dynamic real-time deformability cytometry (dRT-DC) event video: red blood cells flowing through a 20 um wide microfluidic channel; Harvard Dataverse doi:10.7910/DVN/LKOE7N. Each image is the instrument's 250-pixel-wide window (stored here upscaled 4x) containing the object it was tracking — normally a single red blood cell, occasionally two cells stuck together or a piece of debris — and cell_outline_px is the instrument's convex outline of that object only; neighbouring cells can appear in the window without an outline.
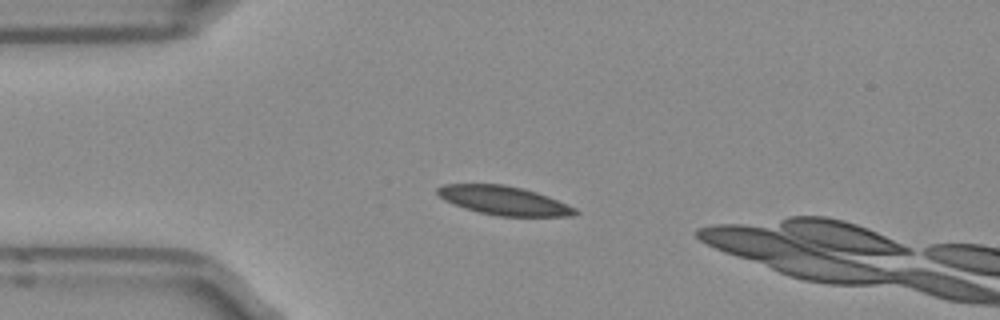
{"species": "Egyptian fruit bat (a non-hibernating species)", "species_latin": "Rousettus aegyptiacus", "temperature_condition": "room temperature", "stored_images_in_passage": 7, "camera_frame_rate_fps": 3000, "um_per_image_px": 0.085, "frame": {"image": 1, "passage_image": 3, "time_ms": 0.667, "image_size_px": [1000, 320], "cell_outline_px": [[580, 212], [572, 216], [500, 216], [480, 212], [464, 208], [452, 204], [444, 200], [436, 192], [436, 188], [444, 184], [504, 184], [536, 192], [548, 196], [576, 208]], "centroid_in_image_um": [42.82, 17.04], "position_along_channel_um": 42.2, "area_um2": 23.06}}
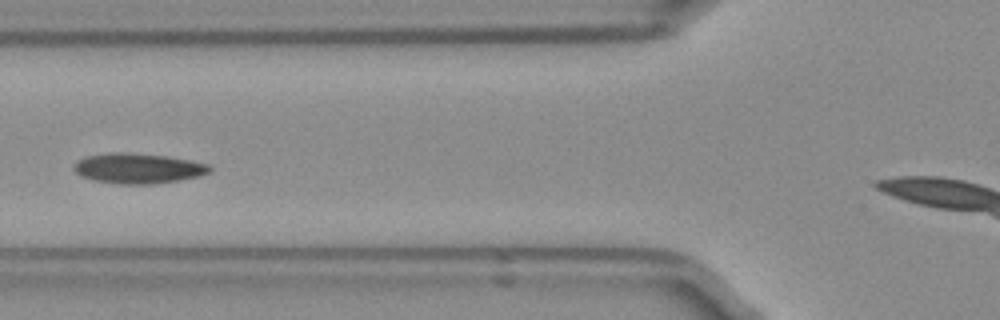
{"frame": {"image": 2, "passage_image": 5, "time_ms": 1.333, "image_size_px": [1000, 320], "cell_outline_px": [[212, 172], [200, 176], [180, 180], [152, 184], [116, 184], [92, 180], [80, 176], [72, 168], [80, 160], [88, 156], [112, 152], [124, 152], [164, 156], [188, 160], [208, 164], [212, 168]], "centroid_in_image_um": [11.75, 14.32], "position_along_channel_um": 114.0, "area_um2": 23.81}}